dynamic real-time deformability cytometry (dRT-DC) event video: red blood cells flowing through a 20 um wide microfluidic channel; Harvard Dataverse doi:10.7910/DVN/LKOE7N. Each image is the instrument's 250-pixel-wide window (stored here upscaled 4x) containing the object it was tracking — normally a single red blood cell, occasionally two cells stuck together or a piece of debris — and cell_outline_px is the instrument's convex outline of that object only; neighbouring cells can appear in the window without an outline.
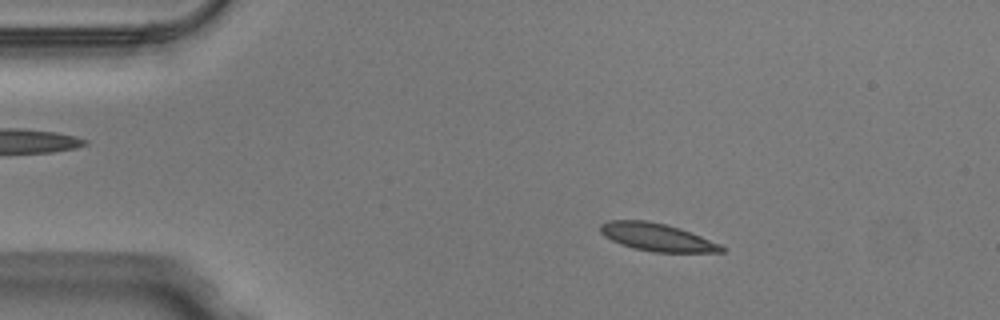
{"species": "Egyptian fruit bat (a non-hibernating species)", "species_latin": "Rousettus aegyptiacus", "temperature_condition": "warm", "stored_images_in_passage": 50, "camera_frame_rate_fps": 3000, "um_per_image_px": 0.085, "animal": {"sex": "male"}, "frame": {"image": 1, "passage_image": 9, "time_ms": 2.667, "image_size_px": [1000, 320], "cell_outline_px": [[724, 252], [652, 252], [632, 248], [620, 244], [604, 236], [600, 232], [600, 224], [608, 220], [644, 220], [664, 224], [680, 228], [720, 244], [724, 248]], "centroid_in_image_um": [55.8, 20.16], "position_along_channel_um": 29.2, "area_um2": 19.48}}
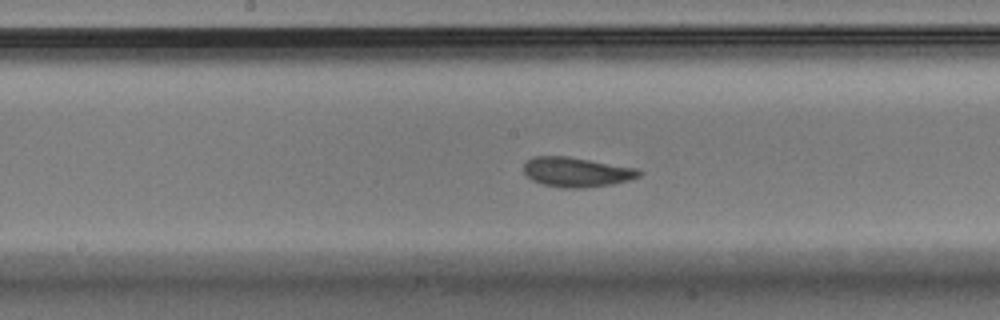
{"frame": {"image": 2, "passage_image": 26, "time_ms": 8.333, "image_size_px": [1000, 320], "cell_outline_px": [[644, 172], [640, 176], [628, 180], [612, 184], [584, 188], [560, 188], [544, 184], [532, 180], [524, 172], [524, 164], [532, 156], [568, 156], [636, 168]], "centroid_in_image_um": [49.01, 14.62], "position_along_channel_um": 199.2, "area_um2": 19.94}}
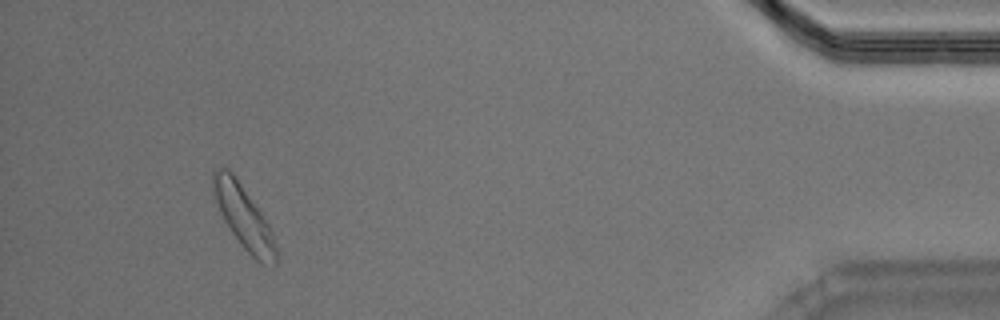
{"frame": {"image": 3, "passage_image": 47, "time_ms": 15.333, "image_size_px": [1000, 320], "cell_outline_px": [[276, 264], [256, 260], [240, 244], [224, 220], [216, 200], [212, 188], [212, 172], [216, 168], [228, 168], [232, 172], [260, 212], [268, 224], [272, 232], [276, 244]], "centroid_in_image_um": [20.69, 18.41], "position_along_channel_um": 414.5, "area_um2": 22.25}, "authors_computed_cell_mechanics": {"area_um2": 19.5075, "velocity_mm_per_s": 4.0091, "shape_relaxation_time_tau1_ms": 2.5823, "shape_relaxation_time_tau2_ms": 1.4566, "deformation_change_tau1": 0.1255, "deformation_change_tau2": 0.0789}}